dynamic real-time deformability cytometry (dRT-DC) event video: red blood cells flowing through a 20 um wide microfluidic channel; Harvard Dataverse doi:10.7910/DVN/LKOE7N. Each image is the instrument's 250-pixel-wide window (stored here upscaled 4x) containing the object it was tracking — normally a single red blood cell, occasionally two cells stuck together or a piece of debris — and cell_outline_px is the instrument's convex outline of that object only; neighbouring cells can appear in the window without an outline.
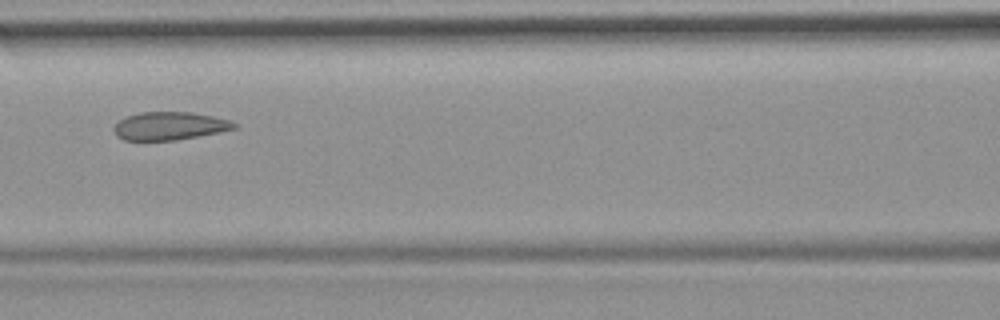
{"species": "common noctule bat (a hibernating species)", "species_latin": "Nyctalus noctula", "temperature_condition": "room temperature", "stored_images_in_passage": 9, "camera_frame_rate_fps": 3000, "um_per_image_px": 0.085, "animal": {"sex": "female", "body_mass_g": 19.9}, "frame": {"image": 1, "passage_image": 6, "time_ms": 5.667, "image_size_px": [1000, 320], "cell_outline_px": [[236, 128], [220, 132], [176, 140], [124, 140], [116, 136], [112, 128], [120, 120], [128, 116], [140, 112], [192, 112], [212, 116], [228, 120], [236, 124]], "centroid_in_image_um": [14.39, 10.71], "position_along_channel_um": 152.2, "area_um2": 19.54}}
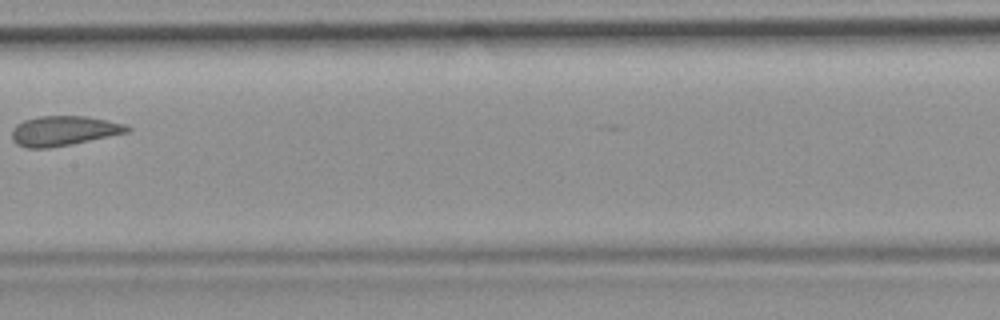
{"frame": {"image": 2, "passage_image": 7, "time_ms": 7.0, "image_size_px": [1000, 320], "cell_outline_px": [[132, 128], [128, 132], [48, 148], [28, 148], [16, 144], [12, 140], [12, 128], [16, 124], [24, 120], [40, 116], [84, 116], [124, 124]], "centroid_in_image_um": [5.35, 11.11], "position_along_channel_um": 202.1, "area_um2": 19.65}}